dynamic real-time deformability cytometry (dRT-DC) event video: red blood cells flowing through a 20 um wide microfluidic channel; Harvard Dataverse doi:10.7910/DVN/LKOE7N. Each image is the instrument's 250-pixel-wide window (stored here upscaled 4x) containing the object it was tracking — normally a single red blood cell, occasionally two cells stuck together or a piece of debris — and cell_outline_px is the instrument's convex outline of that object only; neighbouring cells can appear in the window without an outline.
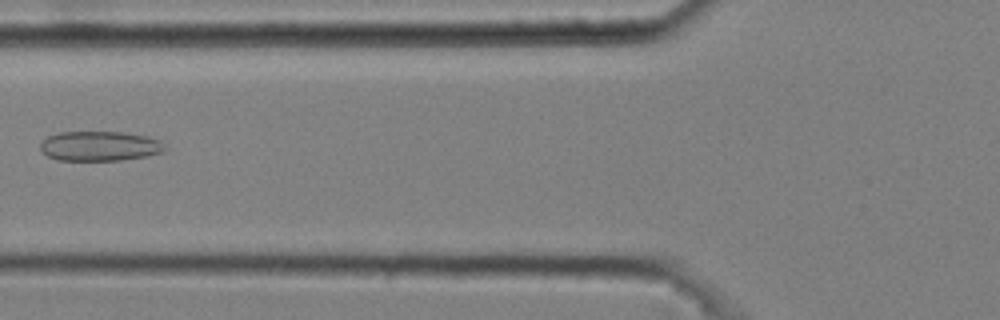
{"species": "common noctule bat (a hibernating species)", "species_latin": "Nyctalus noctula", "temperature_condition": "cold", "stored_images_in_passage": 6, "camera_frame_rate_fps": 3000, "um_per_image_px": 0.085, "animal": {"sex": "male", "body_mass_g": 20.4}, "frame": {"image": 1, "passage_image": 5, "time_ms": 1.333, "image_size_px": [1000, 320], "cell_outline_px": [[168, 148], [160, 152], [144, 156], [120, 160], [56, 160], [40, 152], [40, 144], [48, 136], [60, 132], [124, 132], [148, 136], [160, 140]], "centroid_in_image_um": [8.46, 12.41], "position_along_channel_um": 117.3, "area_um2": 21.62}}
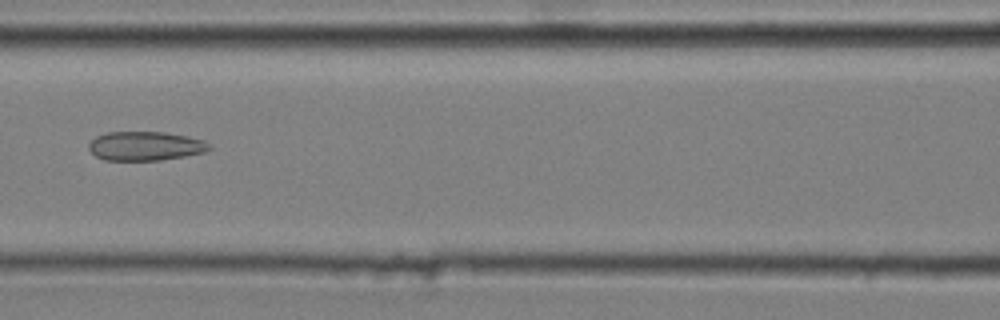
{"frame": {"image": 2, "passage_image": 6, "time_ms": 1.667, "image_size_px": [1000, 320], "cell_outline_px": [[212, 148], [204, 152], [184, 156], [160, 160], [104, 160], [96, 156], [88, 148], [88, 144], [96, 136], [108, 132], [164, 132], [188, 136], [204, 140]], "centroid_in_image_um": [12.35, 12.41], "position_along_channel_um": 154.3, "area_um2": 20.35}}